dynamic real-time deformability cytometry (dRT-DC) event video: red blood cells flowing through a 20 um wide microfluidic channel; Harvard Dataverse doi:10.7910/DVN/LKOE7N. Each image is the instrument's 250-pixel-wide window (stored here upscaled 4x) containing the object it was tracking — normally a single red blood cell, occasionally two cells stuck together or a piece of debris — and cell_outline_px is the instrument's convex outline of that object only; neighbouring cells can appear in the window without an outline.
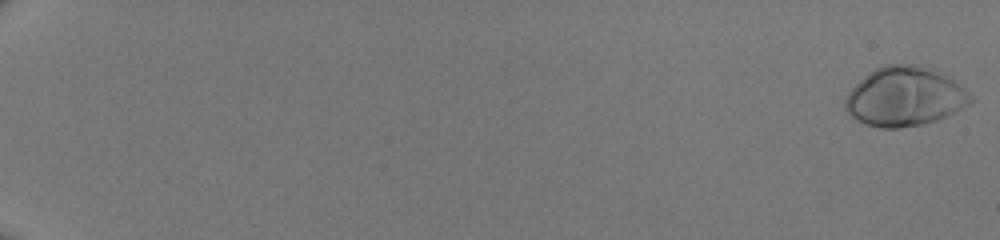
{"species": "human", "species_latin": "Homo sapiens", "temperature_condition": "room temperature", "stored_images_in_passage": 51, "camera_frame_rate_fps": 3000, "um_per_image_px": 0.085, "donor": {"sex": "male"}, "frame": {"image": 1, "passage_image": 1, "time_ms": 0.0, "image_size_px": [1000, 240], "cell_outline_px": [[976, 100], [936, 120], [920, 124], [900, 128], [880, 128], [864, 124], [856, 120], [844, 108], [844, 100], [848, 92], [864, 76], [876, 68], [884, 64], [920, 64], [932, 68], [952, 80], [964, 88]], "centroid_in_image_um": [76.86, 8.2], "position_along_channel_um": 8.1, "area_um2": 43.06}}
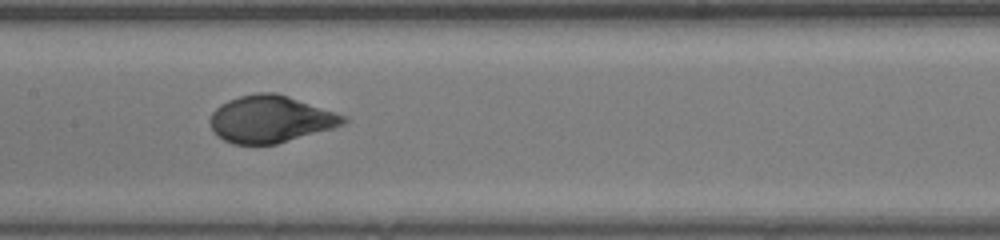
{"frame": {"image": 2, "passage_image": 30, "time_ms": 9.667, "image_size_px": [1000, 240], "cell_outline_px": [[348, 120], [344, 124], [332, 128], [276, 144], [232, 144], [216, 136], [212, 132], [208, 120], [212, 112], [220, 104], [228, 100], [240, 96], [256, 92], [276, 92], [348, 116]], "centroid_in_image_um": [22.95, 10.12], "position_along_channel_um": 184.4, "area_um2": 36.7}}
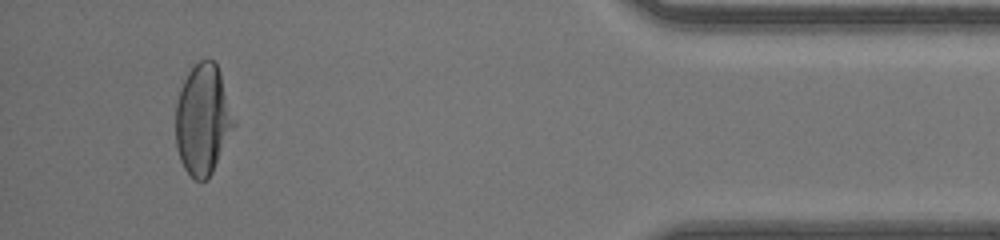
{"frame": {"image": 3, "passage_image": 49, "time_ms": 16.0, "image_size_px": [1000, 240], "cell_outline_px": [[236, 124], [208, 180], [196, 180], [184, 168], [180, 160], [176, 148], [176, 104], [180, 88], [188, 72], [200, 60], [216, 60], [236, 120]], "centroid_in_image_um": [17.25, 10.16], "position_along_channel_um": 417.9, "area_um2": 37.57}}